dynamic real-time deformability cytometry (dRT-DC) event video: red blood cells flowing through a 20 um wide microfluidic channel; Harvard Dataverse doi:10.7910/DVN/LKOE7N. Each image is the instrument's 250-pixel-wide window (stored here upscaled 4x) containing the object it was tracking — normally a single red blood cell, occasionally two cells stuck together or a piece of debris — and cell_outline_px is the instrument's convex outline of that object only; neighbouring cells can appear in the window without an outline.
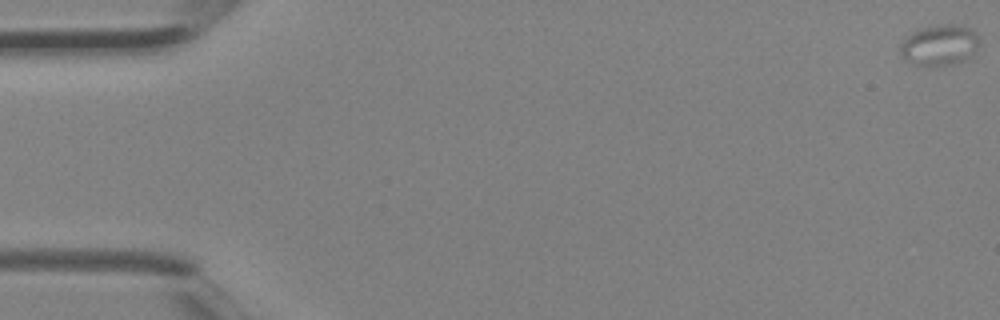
{"species": "Egyptian fruit bat (a non-hibernating species)", "species_latin": "Rousettus aegyptiacus", "temperature_condition": "room temperature", "stored_images_in_passage": 4, "camera_frame_rate_fps": 3000, "um_per_image_px": 0.085, "animal": {"sex": "female"}, "frame": {"image": 1, "passage_image": 1, "time_ms": 0.0, "image_size_px": [1000, 320], "cell_outline_px": [[980, 44], [972, 56], [964, 60], [952, 64], [912, 64], [904, 60], [900, 52], [900, 44], [912, 32], [924, 28], [944, 24], [956, 24], [972, 28], [976, 32]], "centroid_in_image_um": [79.9, 3.82], "position_along_channel_um": 5.1, "area_um2": 18.61}}
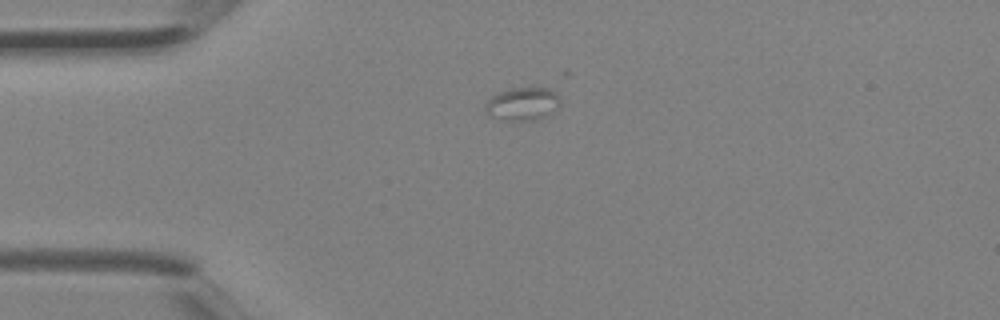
{"frame": {"image": 2, "passage_image": 4, "time_ms": 1.0, "image_size_px": [1000, 320], "cell_outline_px": [[560, 104], [548, 116], [536, 120], [508, 120], [492, 116], [484, 108], [484, 104], [492, 96], [500, 92], [512, 88], [548, 88], [556, 92], [560, 96]], "centroid_in_image_um": [44.46, 8.82], "position_along_channel_um": 40.5, "area_um2": 14.33}}